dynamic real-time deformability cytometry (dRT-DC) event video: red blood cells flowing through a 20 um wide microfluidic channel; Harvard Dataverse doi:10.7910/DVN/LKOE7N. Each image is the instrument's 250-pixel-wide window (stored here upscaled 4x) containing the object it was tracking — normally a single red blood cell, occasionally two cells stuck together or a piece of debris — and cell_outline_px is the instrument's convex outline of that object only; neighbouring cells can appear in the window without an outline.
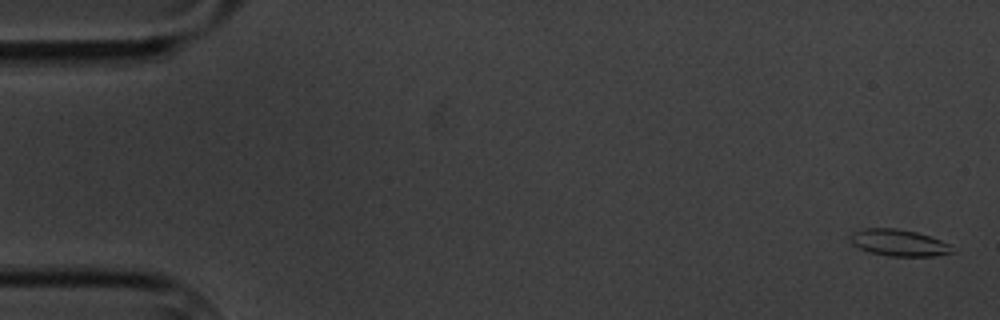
{"species": "common noctule bat (a hibernating species)", "species_latin": "Nyctalus noctula", "temperature_condition": "cold", "stored_images_in_passage": 5, "camera_frame_rate_fps": 3000, "um_per_image_px": 0.085, "animal": {"sex": "male", "body_mass_g": 20.1, "forearm_length_mm": 53.5}, "frame": {"image": 1, "passage_image": 1, "time_ms": 0.0, "image_size_px": [1000, 320], "cell_outline_px": [[952, 252], [932, 256], [888, 256], [868, 252], [852, 244], [848, 236], [852, 232], [864, 228], [896, 228], [916, 232], [940, 240], [948, 244]], "centroid_in_image_um": [76.3, 20.62], "position_along_channel_um": 8.7, "area_um2": 15.66}}
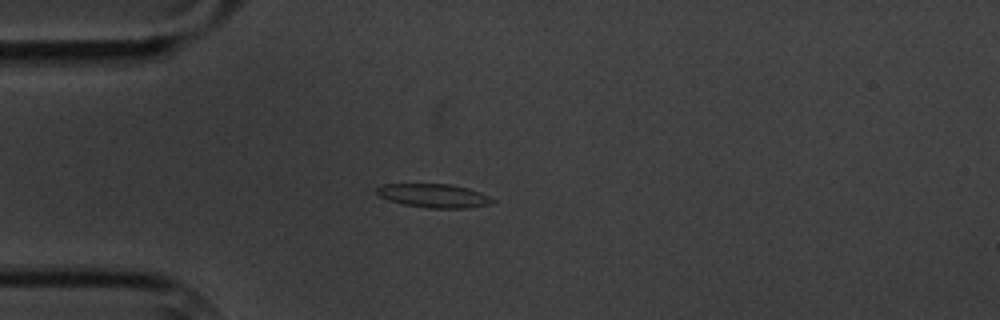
{"frame": {"image": 2, "passage_image": 5, "time_ms": 4.667, "image_size_px": [1000, 320], "cell_outline_px": [[496, 200], [492, 204], [468, 208], [428, 208], [404, 204], [388, 200], [380, 196], [376, 192], [376, 188], [384, 184], [452, 184], [468, 188], [480, 192]], "centroid_in_image_um": [36.9, 16.63], "position_along_channel_um": 48.1, "area_um2": 16.01}}